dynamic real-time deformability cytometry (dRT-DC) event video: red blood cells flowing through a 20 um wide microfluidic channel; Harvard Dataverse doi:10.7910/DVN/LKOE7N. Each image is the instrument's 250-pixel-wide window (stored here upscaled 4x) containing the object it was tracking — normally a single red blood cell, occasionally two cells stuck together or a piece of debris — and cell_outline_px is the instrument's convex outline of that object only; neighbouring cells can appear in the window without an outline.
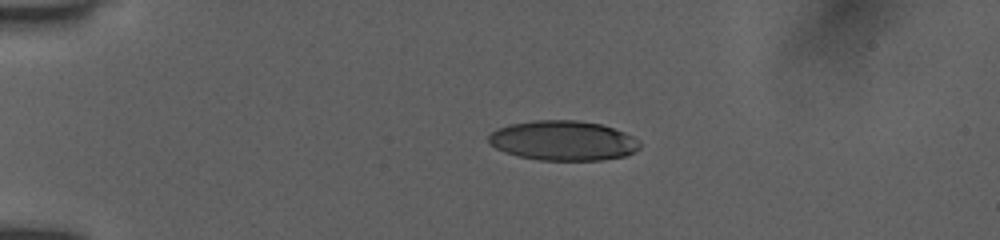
{"species": "human", "species_latin": "Homo sapiens", "temperature_condition": "room temperature", "stored_images_in_passage": 19, "camera_frame_rate_fps": 3000, "um_per_image_px": 0.085, "donor": {"sex": "female"}, "frame": {"image": 1, "passage_image": 7, "time_ms": 3.667, "image_size_px": [1000, 240], "cell_outline_px": [[640, 148], [624, 156], [604, 160], [540, 160], [520, 156], [504, 152], [488, 144], [488, 136], [496, 128], [508, 124], [536, 120], [580, 120], [600, 124], [624, 132], [640, 140]], "centroid_in_image_um": [47.84, 11.95], "position_along_channel_um": 37.2, "area_um2": 35.2}}
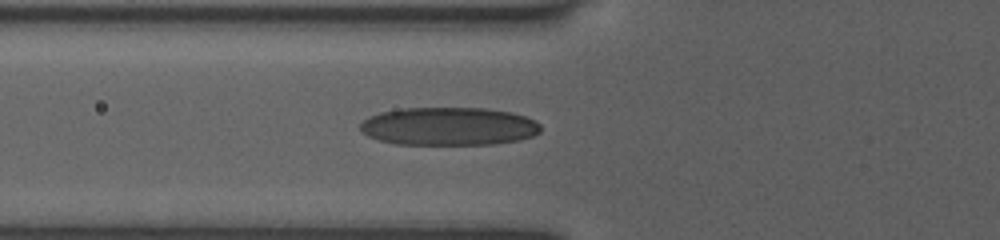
{"frame": {"image": 2, "passage_image": 14, "time_ms": 6.333, "image_size_px": [1000, 240], "cell_outline_px": [[540, 132], [532, 136], [520, 140], [496, 144], [396, 144], [380, 140], [368, 136], [360, 132], [360, 124], [368, 116], [380, 112], [404, 108], [484, 108], [508, 112], [524, 116], [536, 120], [540, 124]], "centroid_in_image_um": [38.14, 10.74], "position_along_channel_um": 87.7, "area_um2": 40.17}}
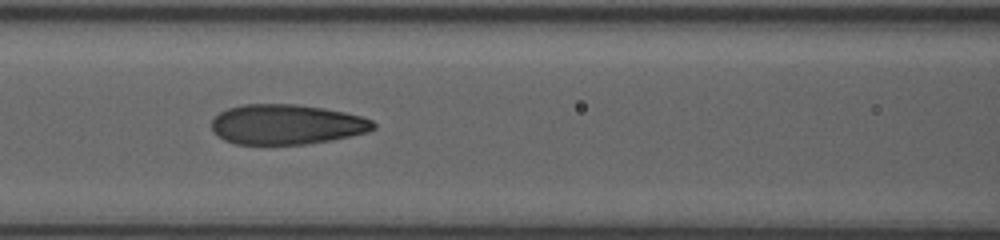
{"frame": {"image": 3, "passage_image": 17, "time_ms": 7.667, "image_size_px": [1000, 240], "cell_outline_px": [[376, 128], [368, 132], [332, 140], [304, 144], [236, 144], [224, 140], [212, 132], [212, 120], [220, 112], [228, 108], [244, 104], [296, 104], [324, 108], [344, 112], [360, 116], [372, 120], [376, 124]], "centroid_in_image_um": [24.36, 10.58], "position_along_channel_um": 142.2, "area_um2": 37.8}}